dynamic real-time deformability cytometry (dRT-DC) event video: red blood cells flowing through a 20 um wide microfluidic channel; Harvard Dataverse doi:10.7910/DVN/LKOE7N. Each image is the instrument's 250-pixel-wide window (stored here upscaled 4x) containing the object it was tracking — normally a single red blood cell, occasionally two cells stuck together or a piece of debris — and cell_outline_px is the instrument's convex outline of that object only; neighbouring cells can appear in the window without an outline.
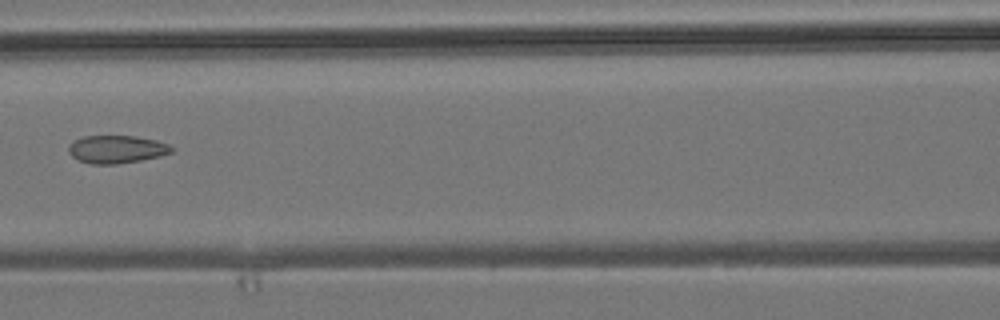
{"species": "common noctule bat (a hibernating species)", "species_latin": "Nyctalus noctula", "temperature_condition": "room temperature", "stored_images_in_passage": 4, "camera_frame_rate_fps": 3000, "um_per_image_px": 0.085, "animal": {"sex": "male", "body_mass_g": 19.2, "forearm_length_mm": 51.8}, "frame": {"image": 1, "passage_image": 3, "time_ms": 2.333, "image_size_px": [1000, 320], "cell_outline_px": [[172, 152], [160, 156], [140, 160], [116, 164], [88, 164], [72, 156], [68, 152], [68, 144], [72, 140], [84, 136], [136, 136], [156, 140], [168, 144], [172, 148]], "centroid_in_image_um": [9.87, 12.68], "position_along_channel_um": 156.7, "area_um2": 16.76}}
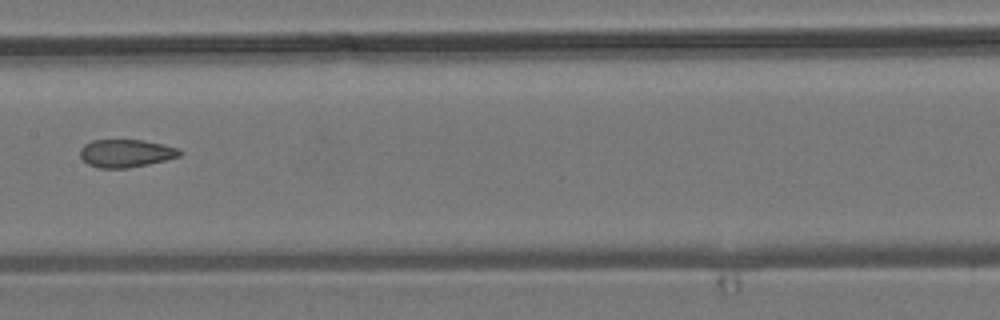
{"frame": {"image": 2, "passage_image": 4, "time_ms": 3.333, "image_size_px": [1000, 320], "cell_outline_px": [[184, 152], [180, 156], [148, 164], [128, 168], [100, 168], [88, 164], [80, 156], [80, 148], [84, 144], [92, 140], [144, 140], [176, 148]], "centroid_in_image_um": [10.68, 13.03], "position_along_channel_um": 196.7, "area_um2": 16.07}}